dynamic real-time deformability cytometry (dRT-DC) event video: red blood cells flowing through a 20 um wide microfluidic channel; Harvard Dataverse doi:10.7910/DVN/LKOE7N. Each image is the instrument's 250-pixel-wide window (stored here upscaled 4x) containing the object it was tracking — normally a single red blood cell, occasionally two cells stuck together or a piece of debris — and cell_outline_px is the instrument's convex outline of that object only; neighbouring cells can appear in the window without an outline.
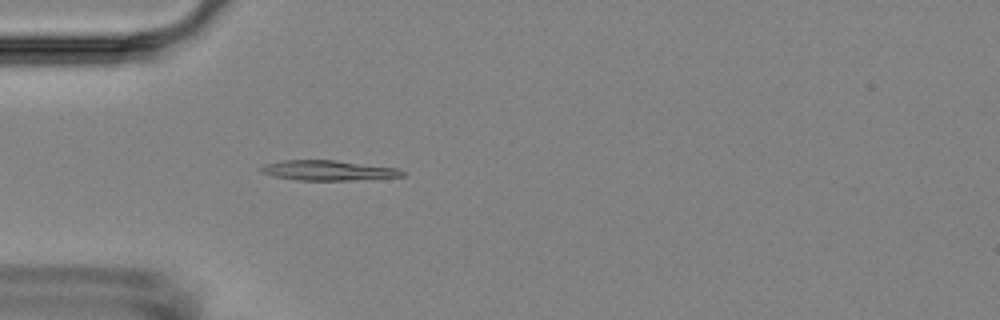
{"species": "Egyptian fruit bat (a non-hibernating species)", "species_latin": "Rousettus aegyptiacus", "temperature_condition": "room temperature", "stored_images_in_passage": 3, "camera_frame_rate_fps": 3000, "um_per_image_px": 0.085, "animal": {"sex": "female"}, "frame": {"image": 1, "passage_image": 3, "time_ms": 2.0, "image_size_px": [1000, 320], "cell_outline_px": [[404, 176], [352, 180], [300, 180], [272, 176], [260, 172], [260, 168], [264, 164], [284, 160], [336, 160], [396, 168], [404, 172]], "centroid_in_image_um": [27.85, 14.48], "position_along_channel_um": 57.2, "area_um2": 16.36}}